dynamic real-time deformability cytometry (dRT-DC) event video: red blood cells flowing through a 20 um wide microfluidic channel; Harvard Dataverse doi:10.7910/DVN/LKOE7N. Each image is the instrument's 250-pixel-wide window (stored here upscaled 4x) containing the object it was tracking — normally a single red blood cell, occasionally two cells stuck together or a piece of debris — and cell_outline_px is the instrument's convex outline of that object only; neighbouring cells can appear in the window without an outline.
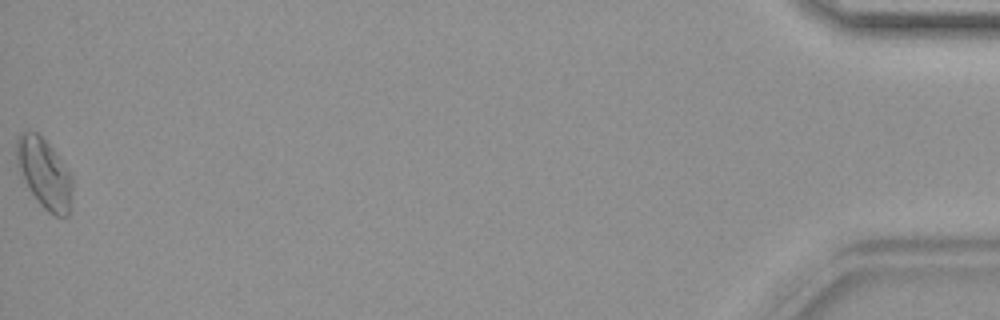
{"species": "common noctule bat (a hibernating species)", "species_latin": "Nyctalus noctula", "temperature_condition": "warm", "stored_images_in_passage": 41, "camera_frame_rate_fps": 3000, "um_per_image_px": 0.085, "animal": {"sex": "female", "body_mass_g": 19.9}, "frame": {"image": 1, "passage_image": 41, "time_ms": 13.333, "image_size_px": [1000, 320], "cell_outline_px": [[72, 188], [68, 216], [56, 216], [48, 212], [36, 200], [28, 188], [16, 164], [16, 140], [20, 132], [36, 132], [52, 148], [72, 176]], "centroid_in_image_um": [3.74, 14.74], "position_along_channel_um": 431.5, "area_um2": 22.48}}